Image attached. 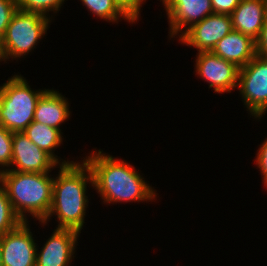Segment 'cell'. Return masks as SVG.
Segmentation results:
<instances>
[{"label":"cell","mask_w":267,"mask_h":266,"mask_svg":"<svg viewBox=\"0 0 267 266\" xmlns=\"http://www.w3.org/2000/svg\"><path fill=\"white\" fill-rule=\"evenodd\" d=\"M90 166L94 189L103 203L110 205L122 202H152L156 200L154 190L130 162L116 159L103 150H95L84 158Z\"/></svg>","instance_id":"obj_1"},{"label":"cell","mask_w":267,"mask_h":266,"mask_svg":"<svg viewBox=\"0 0 267 266\" xmlns=\"http://www.w3.org/2000/svg\"><path fill=\"white\" fill-rule=\"evenodd\" d=\"M59 172L53 180L52 203L43 226L57 217V227L73 229L81 233L85 224L86 210L89 203L87 186L94 188L90 166L83 159L66 165H59Z\"/></svg>","instance_id":"obj_2"},{"label":"cell","mask_w":267,"mask_h":266,"mask_svg":"<svg viewBox=\"0 0 267 266\" xmlns=\"http://www.w3.org/2000/svg\"><path fill=\"white\" fill-rule=\"evenodd\" d=\"M49 173L0 172V183L6 189L13 210L22 222H28V214L40 223L47 218L54 180V176L51 177Z\"/></svg>","instance_id":"obj_3"},{"label":"cell","mask_w":267,"mask_h":266,"mask_svg":"<svg viewBox=\"0 0 267 266\" xmlns=\"http://www.w3.org/2000/svg\"><path fill=\"white\" fill-rule=\"evenodd\" d=\"M46 90H32L21 74L8 78L0 86V125L23 132L33 122L36 104Z\"/></svg>","instance_id":"obj_4"},{"label":"cell","mask_w":267,"mask_h":266,"mask_svg":"<svg viewBox=\"0 0 267 266\" xmlns=\"http://www.w3.org/2000/svg\"><path fill=\"white\" fill-rule=\"evenodd\" d=\"M52 21L36 13L17 9L11 17L4 36L0 40V50L4 63L29 54L47 34Z\"/></svg>","instance_id":"obj_5"},{"label":"cell","mask_w":267,"mask_h":266,"mask_svg":"<svg viewBox=\"0 0 267 266\" xmlns=\"http://www.w3.org/2000/svg\"><path fill=\"white\" fill-rule=\"evenodd\" d=\"M237 89L249 114L260 120L267 112V58L256 55L239 69Z\"/></svg>","instance_id":"obj_6"},{"label":"cell","mask_w":267,"mask_h":266,"mask_svg":"<svg viewBox=\"0 0 267 266\" xmlns=\"http://www.w3.org/2000/svg\"><path fill=\"white\" fill-rule=\"evenodd\" d=\"M233 30L231 15L213 13L193 24L179 38V43L198 52H211L215 45Z\"/></svg>","instance_id":"obj_7"},{"label":"cell","mask_w":267,"mask_h":266,"mask_svg":"<svg viewBox=\"0 0 267 266\" xmlns=\"http://www.w3.org/2000/svg\"><path fill=\"white\" fill-rule=\"evenodd\" d=\"M195 72L200 79L209 83L215 93L231 92L237 87L239 67L212 52H198L195 59Z\"/></svg>","instance_id":"obj_8"},{"label":"cell","mask_w":267,"mask_h":266,"mask_svg":"<svg viewBox=\"0 0 267 266\" xmlns=\"http://www.w3.org/2000/svg\"><path fill=\"white\" fill-rule=\"evenodd\" d=\"M12 147L11 166L5 171L48 173L59 166L49 154L30 141L23 132H13Z\"/></svg>","instance_id":"obj_9"},{"label":"cell","mask_w":267,"mask_h":266,"mask_svg":"<svg viewBox=\"0 0 267 266\" xmlns=\"http://www.w3.org/2000/svg\"><path fill=\"white\" fill-rule=\"evenodd\" d=\"M29 221L0 236L3 266H35L37 243Z\"/></svg>","instance_id":"obj_10"},{"label":"cell","mask_w":267,"mask_h":266,"mask_svg":"<svg viewBox=\"0 0 267 266\" xmlns=\"http://www.w3.org/2000/svg\"><path fill=\"white\" fill-rule=\"evenodd\" d=\"M169 24V38L180 37L193 24L213 14L211 0H160Z\"/></svg>","instance_id":"obj_11"},{"label":"cell","mask_w":267,"mask_h":266,"mask_svg":"<svg viewBox=\"0 0 267 266\" xmlns=\"http://www.w3.org/2000/svg\"><path fill=\"white\" fill-rule=\"evenodd\" d=\"M80 233L73 229L56 228L51 236L36 251L35 266H70Z\"/></svg>","instance_id":"obj_12"},{"label":"cell","mask_w":267,"mask_h":266,"mask_svg":"<svg viewBox=\"0 0 267 266\" xmlns=\"http://www.w3.org/2000/svg\"><path fill=\"white\" fill-rule=\"evenodd\" d=\"M267 15V0H240L231 14L232 28L257 40Z\"/></svg>","instance_id":"obj_13"},{"label":"cell","mask_w":267,"mask_h":266,"mask_svg":"<svg viewBox=\"0 0 267 266\" xmlns=\"http://www.w3.org/2000/svg\"><path fill=\"white\" fill-rule=\"evenodd\" d=\"M213 54L242 68L256 55V41L241 32L232 30L211 51Z\"/></svg>","instance_id":"obj_14"},{"label":"cell","mask_w":267,"mask_h":266,"mask_svg":"<svg viewBox=\"0 0 267 266\" xmlns=\"http://www.w3.org/2000/svg\"><path fill=\"white\" fill-rule=\"evenodd\" d=\"M61 94L57 90L47 89L36 104L33 121L61 131V124L70 118L71 113L68 98Z\"/></svg>","instance_id":"obj_15"},{"label":"cell","mask_w":267,"mask_h":266,"mask_svg":"<svg viewBox=\"0 0 267 266\" xmlns=\"http://www.w3.org/2000/svg\"><path fill=\"white\" fill-rule=\"evenodd\" d=\"M23 133L40 149L49 154L59 165L74 161L62 160L54 152L63 142L62 132L56 128L33 121ZM61 161V162H60Z\"/></svg>","instance_id":"obj_16"},{"label":"cell","mask_w":267,"mask_h":266,"mask_svg":"<svg viewBox=\"0 0 267 266\" xmlns=\"http://www.w3.org/2000/svg\"><path fill=\"white\" fill-rule=\"evenodd\" d=\"M82 5L85 6L90 13L99 17L100 19L118 23L119 19H123L129 23L134 24L115 4L114 0H81Z\"/></svg>","instance_id":"obj_17"},{"label":"cell","mask_w":267,"mask_h":266,"mask_svg":"<svg viewBox=\"0 0 267 266\" xmlns=\"http://www.w3.org/2000/svg\"><path fill=\"white\" fill-rule=\"evenodd\" d=\"M22 220L16 215L4 186L0 183V236L17 228Z\"/></svg>","instance_id":"obj_18"},{"label":"cell","mask_w":267,"mask_h":266,"mask_svg":"<svg viewBox=\"0 0 267 266\" xmlns=\"http://www.w3.org/2000/svg\"><path fill=\"white\" fill-rule=\"evenodd\" d=\"M65 0H17V9L36 13L43 17L53 20L49 12L57 13L60 11L61 6ZM49 15V16H48Z\"/></svg>","instance_id":"obj_19"},{"label":"cell","mask_w":267,"mask_h":266,"mask_svg":"<svg viewBox=\"0 0 267 266\" xmlns=\"http://www.w3.org/2000/svg\"><path fill=\"white\" fill-rule=\"evenodd\" d=\"M12 137L13 132L0 125V172L8 170L11 166Z\"/></svg>","instance_id":"obj_20"},{"label":"cell","mask_w":267,"mask_h":266,"mask_svg":"<svg viewBox=\"0 0 267 266\" xmlns=\"http://www.w3.org/2000/svg\"><path fill=\"white\" fill-rule=\"evenodd\" d=\"M17 10V0H0V40L4 36L11 17Z\"/></svg>","instance_id":"obj_21"},{"label":"cell","mask_w":267,"mask_h":266,"mask_svg":"<svg viewBox=\"0 0 267 266\" xmlns=\"http://www.w3.org/2000/svg\"><path fill=\"white\" fill-rule=\"evenodd\" d=\"M114 2L133 23H136L146 0H114Z\"/></svg>","instance_id":"obj_22"},{"label":"cell","mask_w":267,"mask_h":266,"mask_svg":"<svg viewBox=\"0 0 267 266\" xmlns=\"http://www.w3.org/2000/svg\"><path fill=\"white\" fill-rule=\"evenodd\" d=\"M256 164L260 169V175L262 177V181L264 186L267 188V138H265L264 142L261 143L258 152L256 154Z\"/></svg>","instance_id":"obj_23"},{"label":"cell","mask_w":267,"mask_h":266,"mask_svg":"<svg viewBox=\"0 0 267 266\" xmlns=\"http://www.w3.org/2000/svg\"><path fill=\"white\" fill-rule=\"evenodd\" d=\"M239 2L240 0H211L213 12L226 15H231Z\"/></svg>","instance_id":"obj_24"},{"label":"cell","mask_w":267,"mask_h":266,"mask_svg":"<svg viewBox=\"0 0 267 266\" xmlns=\"http://www.w3.org/2000/svg\"><path fill=\"white\" fill-rule=\"evenodd\" d=\"M257 55L267 58V15L261 33L256 40Z\"/></svg>","instance_id":"obj_25"},{"label":"cell","mask_w":267,"mask_h":266,"mask_svg":"<svg viewBox=\"0 0 267 266\" xmlns=\"http://www.w3.org/2000/svg\"><path fill=\"white\" fill-rule=\"evenodd\" d=\"M0 266H3V265H2V252H1V245H0Z\"/></svg>","instance_id":"obj_26"},{"label":"cell","mask_w":267,"mask_h":266,"mask_svg":"<svg viewBox=\"0 0 267 266\" xmlns=\"http://www.w3.org/2000/svg\"><path fill=\"white\" fill-rule=\"evenodd\" d=\"M2 61V55H1V50H0V62Z\"/></svg>","instance_id":"obj_27"}]
</instances>
